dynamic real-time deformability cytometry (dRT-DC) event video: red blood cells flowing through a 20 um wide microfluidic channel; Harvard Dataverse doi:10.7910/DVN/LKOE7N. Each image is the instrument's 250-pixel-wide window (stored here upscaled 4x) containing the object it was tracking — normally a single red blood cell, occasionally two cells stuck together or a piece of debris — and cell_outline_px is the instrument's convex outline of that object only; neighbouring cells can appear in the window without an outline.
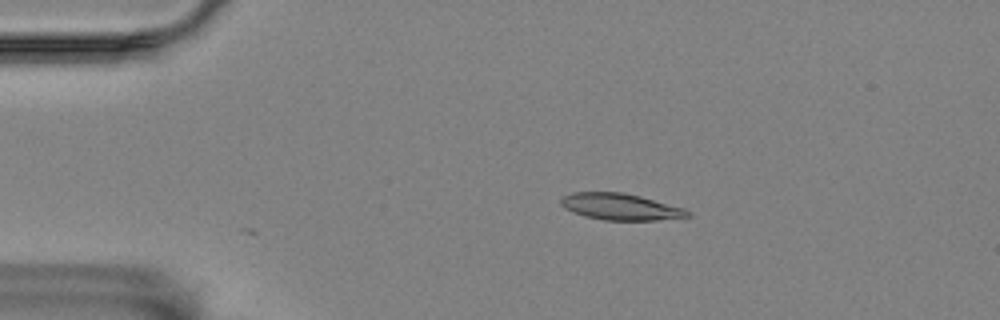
{"species": "Egyptian fruit bat (a non-hibernating species)", "species_latin": "Rousettus aegyptiacus", "temperature_condition": "room temperature", "stored_images_in_passage": 3, "camera_frame_rate_fps": 3000, "um_per_image_px": 0.085, "animal": {"sex": "female"}, "frame": {"image": 1, "passage_image": 2, "time_ms": 2.0, "image_size_px": [1000, 320], "cell_outline_px": [[692, 216], [656, 220], [604, 220], [584, 216], [572, 212], [564, 208], [560, 204], [560, 200], [564, 196], [572, 192], [620, 192], [640, 196], [684, 208], [692, 212]], "centroid_in_image_um": [52.73, 17.58], "position_along_channel_um": 32.3, "area_um2": 19.59}}